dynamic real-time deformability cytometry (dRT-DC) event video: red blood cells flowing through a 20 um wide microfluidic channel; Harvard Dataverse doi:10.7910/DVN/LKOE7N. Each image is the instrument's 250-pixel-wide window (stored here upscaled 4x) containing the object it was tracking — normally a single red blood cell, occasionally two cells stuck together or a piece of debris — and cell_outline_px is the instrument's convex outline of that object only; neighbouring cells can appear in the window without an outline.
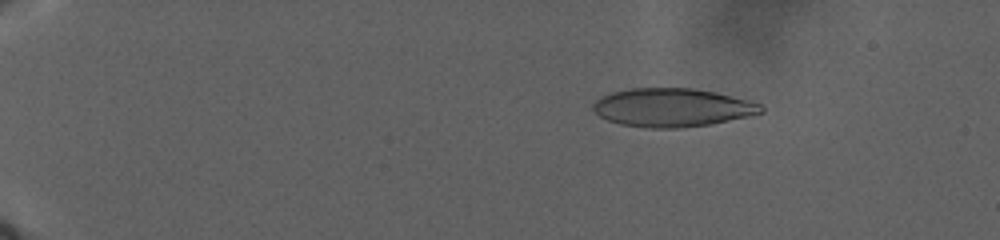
{"species": "human", "species_latin": "Homo sapiens", "temperature_condition": "warm", "stored_images_in_passage": 39, "camera_frame_rate_fps": 3000, "um_per_image_px": 0.085, "donor": {"sex": "male"}, "frame": {"image": 1, "passage_image": 14, "time_ms": 6.333, "image_size_px": [1000, 240], "cell_outline_px": [[764, 112], [748, 116], [708, 124], [680, 128], [644, 128], [620, 124], [608, 120], [600, 116], [592, 108], [592, 104], [600, 96], [612, 92], [632, 88], [692, 88], [716, 92], [752, 100], [760, 104], [764, 108]], "centroid_in_image_um": [57.14, 9.13], "position_along_channel_um": 27.9, "area_um2": 37.74}}
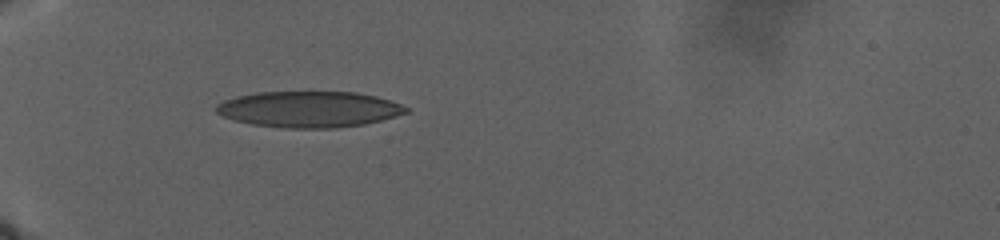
{"frame": {"image": 2, "passage_image": 29, "time_ms": 13.333, "image_size_px": [1000, 240], "cell_outline_px": [[408, 112], [396, 116], [364, 124], [336, 128], [284, 128], [252, 124], [232, 120], [216, 112], [212, 108], [216, 104], [224, 100], [236, 96], [256, 92], [308, 88], [312, 88], [356, 92], [376, 96], [400, 104], [408, 108]], "centroid_in_image_um": [26.21, 9.23], "position_along_channel_um": 58.8, "area_um2": 41.5}}
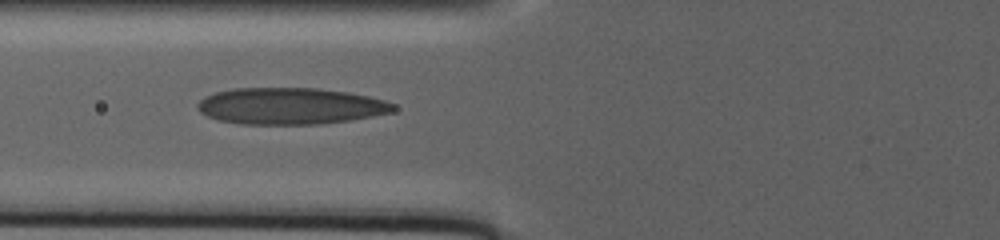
{"frame": {"image": 3, "passage_image": 38, "time_ms": 16.667, "image_size_px": [1000, 240], "cell_outline_px": [[396, 108], [392, 112], [372, 116], [348, 120], [320, 124], [240, 124], [216, 120], [200, 112], [196, 108], [196, 104], [204, 96], [216, 92], [232, 88], [316, 88], [348, 92], [368, 96], [384, 100], [396, 104]], "centroid_in_image_um": [24.64, 9.01], "position_along_channel_um": 101.2, "area_um2": 41.91}}